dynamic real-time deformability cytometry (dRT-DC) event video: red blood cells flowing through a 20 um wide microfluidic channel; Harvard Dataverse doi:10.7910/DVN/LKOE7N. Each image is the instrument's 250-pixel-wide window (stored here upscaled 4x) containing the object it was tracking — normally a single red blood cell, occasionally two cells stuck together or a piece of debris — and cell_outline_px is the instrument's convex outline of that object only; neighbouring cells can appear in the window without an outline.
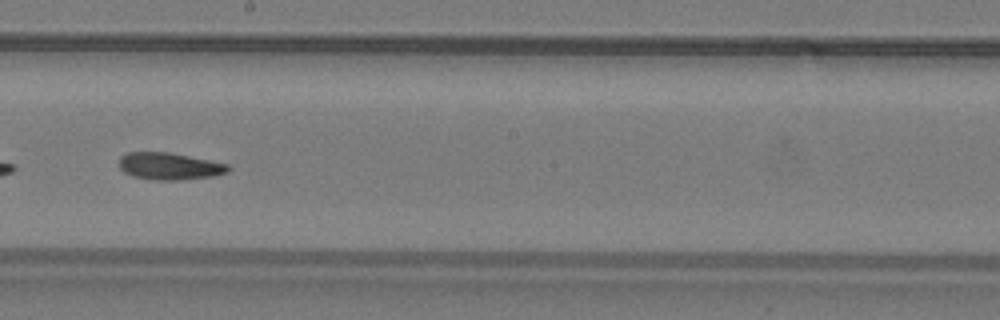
{"species": "common noctule bat (a hibernating species)", "species_latin": "Nyctalus noctula", "temperature_condition": "warm", "stored_images_in_passage": 42, "camera_frame_rate_fps": 3000, "um_per_image_px": 0.085, "animal": {"sex": "male", "body_mass_g": 19.2, "forearm_length_mm": 51.8}, "frame": {"image": 1, "passage_image": 19, "time_ms": 6.0, "image_size_px": [1000, 320], "cell_outline_px": [[232, 168], [228, 172], [212, 176], [180, 180], [156, 180], [132, 176], [124, 172], [120, 168], [120, 156], [128, 152], [168, 152], [228, 164]], "centroid_in_image_um": [14.4, 14.13], "position_along_channel_um": 233.8, "area_um2": 17.11}, "authors_computed_cell_mechanics": {"area_um2": 17.4845, "velocity_mm_per_s": 3.8632, "shape_relaxation_time_tau1_ms": null, "shape_relaxation_time_tau2_ms": 10.3467, "deformation_change_tau1": null, "deformation_change_tau2": 0.139}}